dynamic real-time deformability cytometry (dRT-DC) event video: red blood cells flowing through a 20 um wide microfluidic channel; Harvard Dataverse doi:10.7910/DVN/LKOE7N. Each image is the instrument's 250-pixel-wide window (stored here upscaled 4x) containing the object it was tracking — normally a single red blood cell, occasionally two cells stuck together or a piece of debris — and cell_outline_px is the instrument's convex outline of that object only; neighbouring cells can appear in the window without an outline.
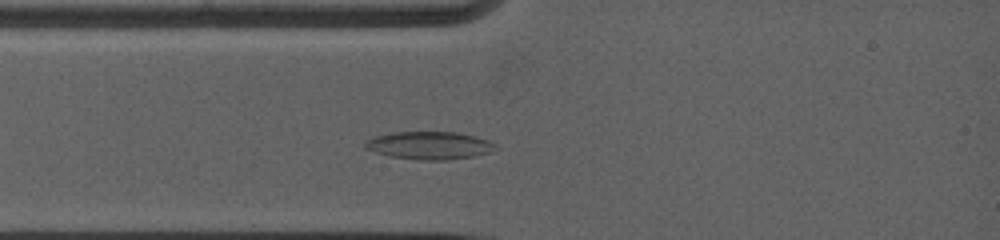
{"species": "common noctule bat (a hibernating species)", "species_latin": "Nyctalus noctula", "temperature_condition": "warm", "stored_images_in_passage": 10, "camera_frame_rate_fps": 5000, "um_per_image_px": 0.085, "animal": {"sex": "female", "body_mass_g": 19.0, "forearm_length_mm": 53.3}, "frame": {"image": 1, "passage_image": 5, "time_ms": 2.0, "image_size_px": [1000, 240], "cell_outline_px": [[500, 148], [492, 152], [472, 156], [448, 160], [420, 160], [392, 156], [376, 152], [364, 148], [364, 140], [372, 136], [392, 132], [456, 132], [488, 140]], "centroid_in_image_um": [36.47, 12.36], "position_along_channel_um": 48.5, "area_um2": 21.15}}
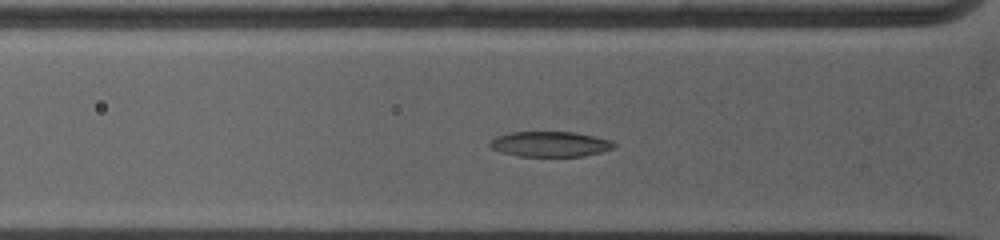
{"frame": {"image": 2, "passage_image": 7, "time_ms": 2.8, "image_size_px": [1000, 240], "cell_outline_px": [[616, 148], [600, 152], [580, 156], [520, 156], [500, 152], [492, 148], [488, 144], [496, 136], [512, 132], [576, 132], [612, 140], [616, 144]], "centroid_in_image_um": [46.79, 12.24], "position_along_channel_um": 79.0, "area_um2": 18.26}}
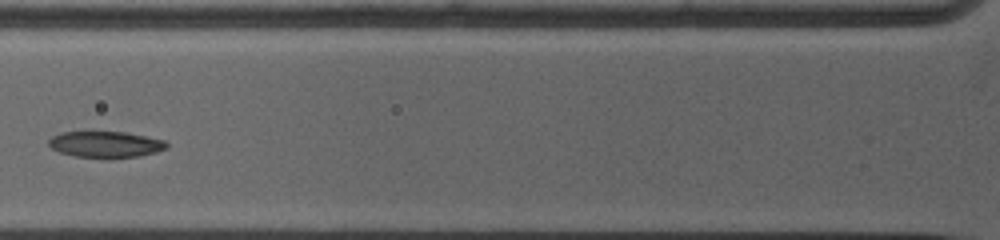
{"frame": {"image": 3, "passage_image": 9, "time_ms": 3.8, "image_size_px": [1000, 240], "cell_outline_px": [[168, 148], [156, 152], [140, 156], [76, 156], [60, 152], [52, 148], [48, 144], [48, 140], [52, 136], [60, 132], [128, 132], [164, 140], [168, 144]], "centroid_in_image_um": [8.99, 12.24], "position_along_channel_um": 116.8, "area_um2": 17.57}}